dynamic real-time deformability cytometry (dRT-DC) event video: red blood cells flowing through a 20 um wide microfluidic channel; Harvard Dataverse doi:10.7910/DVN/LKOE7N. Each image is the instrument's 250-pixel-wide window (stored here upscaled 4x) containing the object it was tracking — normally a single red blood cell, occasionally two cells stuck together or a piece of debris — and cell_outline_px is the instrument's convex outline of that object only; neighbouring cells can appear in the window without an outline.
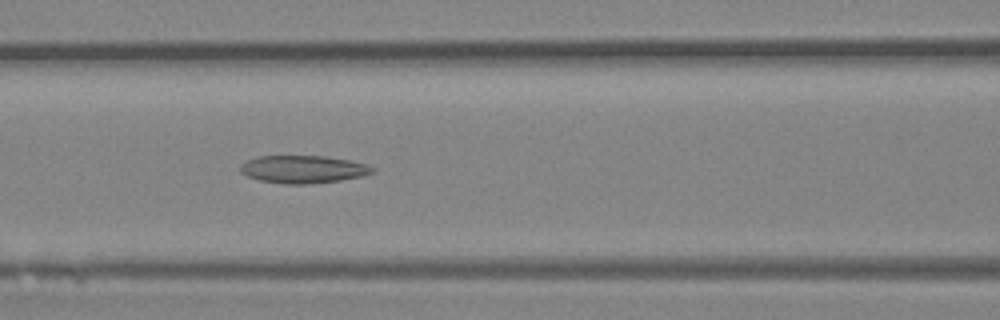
{"species": "Egyptian fruit bat (a non-hibernating species)", "species_latin": "Rousettus aegyptiacus", "temperature_condition": "room temperature", "stored_images_in_passage": 35, "camera_frame_rate_fps": 3000, "um_per_image_px": 0.085, "animal": {"sex": "female"}, "frame": {"image": 1, "passage_image": 9, "time_ms": 2.667, "image_size_px": [1000, 320], "cell_outline_px": [[376, 172], [360, 176], [340, 180], [308, 184], [284, 184], [260, 180], [248, 176], [240, 172], [240, 164], [256, 156], [324, 156], [348, 160], [368, 164], [376, 168]], "centroid_in_image_um": [25.78, 14.38], "position_along_channel_um": 140.8, "area_um2": 21.33}}
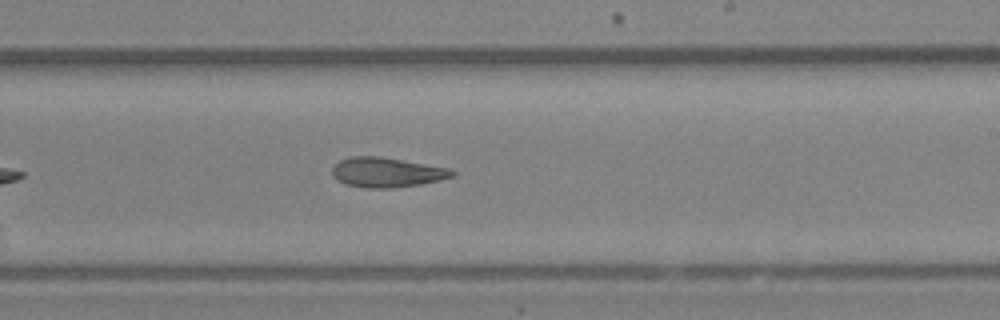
{"frame": {"image": 2, "passage_image": 17, "time_ms": 5.333, "image_size_px": [1000, 320], "cell_outline_px": [[456, 176], [440, 180], [420, 184], [392, 188], [368, 188], [344, 184], [336, 180], [332, 176], [332, 168], [340, 160], [348, 156], [380, 156], [452, 168], [456, 172]], "centroid_in_image_um": [32.89, 14.64], "position_along_channel_um": 256.1, "area_um2": 21.15}}
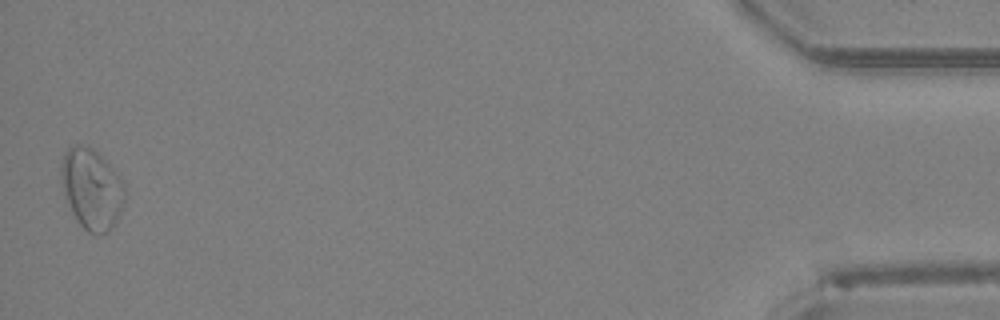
{"frame": {"image": 3, "passage_image": 35, "time_ms": 11.333, "image_size_px": [1000, 320], "cell_outline_px": [[124, 204], [116, 220], [108, 232], [96, 236], [88, 232], [76, 220], [64, 196], [60, 180], [60, 164], [68, 148], [72, 144], [80, 144], [92, 148], [124, 180]], "centroid_in_image_um": [7.77, 16.07], "position_along_channel_um": 427.4, "area_um2": 30.06}, "authors_computed_cell_mechanics": {"area_um2": 21.4438, "velocity_mm_per_s": 4.3522, "shape_relaxation_time_tau1_ms": null, "shape_relaxation_time_tau2_ms": 8.0078, "deformation_change_tau1": null, "deformation_change_tau2": 0.2051}}